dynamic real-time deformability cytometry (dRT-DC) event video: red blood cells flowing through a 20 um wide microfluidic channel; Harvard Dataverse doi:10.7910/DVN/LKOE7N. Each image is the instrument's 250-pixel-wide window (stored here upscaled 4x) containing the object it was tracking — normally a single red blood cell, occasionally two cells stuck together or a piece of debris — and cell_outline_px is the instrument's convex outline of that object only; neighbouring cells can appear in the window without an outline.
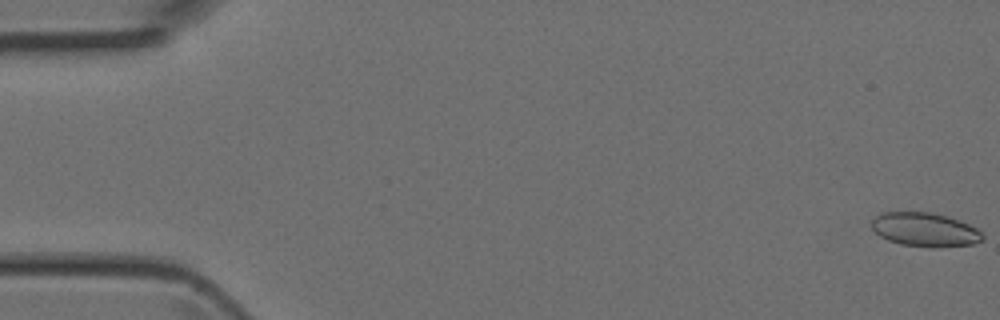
{"species": "Egyptian fruit bat (a non-hibernating species)", "species_latin": "Rousettus aegyptiacus", "temperature_condition": "room temperature", "stored_images_in_passage": 5, "camera_frame_rate_fps": 3000, "um_per_image_px": 0.085, "animal": {"sex": "female"}, "frame": {"image": 1, "passage_image": 1, "time_ms": 0.0, "image_size_px": [1000, 320], "cell_outline_px": [[984, 240], [972, 244], [932, 248], [900, 244], [888, 240], [880, 236], [872, 228], [872, 220], [880, 212], [928, 212], [948, 216], [968, 224], [976, 228], [984, 236]], "centroid_in_image_um": [78.61, 19.52], "position_along_channel_um": 6.4, "area_um2": 21.91}}